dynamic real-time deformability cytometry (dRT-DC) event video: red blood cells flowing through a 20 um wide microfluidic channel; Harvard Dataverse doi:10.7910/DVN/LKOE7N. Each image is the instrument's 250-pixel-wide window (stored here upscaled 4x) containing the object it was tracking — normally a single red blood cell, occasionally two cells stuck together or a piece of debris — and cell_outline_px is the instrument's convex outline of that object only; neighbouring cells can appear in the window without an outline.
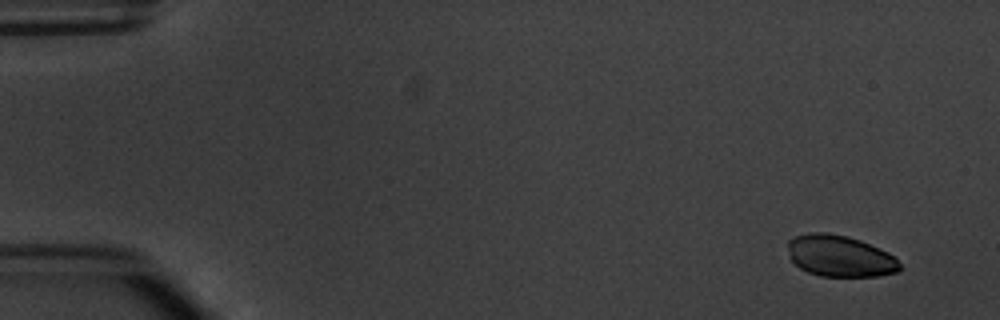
{"species": "common noctule bat (a hibernating species)", "species_latin": "Nyctalus noctula", "temperature_condition": "warm", "stored_images_in_passage": 7, "camera_frame_rate_fps": 3000, "um_per_image_px": 0.085, "animal": {"sex": "male", "body_mass_g": 20.1, "forearm_length_mm": 53.5}, "frame": {"image": 1, "passage_image": 1, "time_ms": 0.0, "image_size_px": [1000, 320], "cell_outline_px": [[904, 268], [900, 272], [880, 276], [820, 276], [808, 272], [800, 268], [792, 260], [788, 248], [788, 240], [796, 236], [808, 232], [824, 232], [848, 236], [860, 240], [880, 248], [888, 252]], "centroid_in_image_um": [71.42, 21.76], "position_along_channel_um": 13.6, "area_um2": 27.17}}
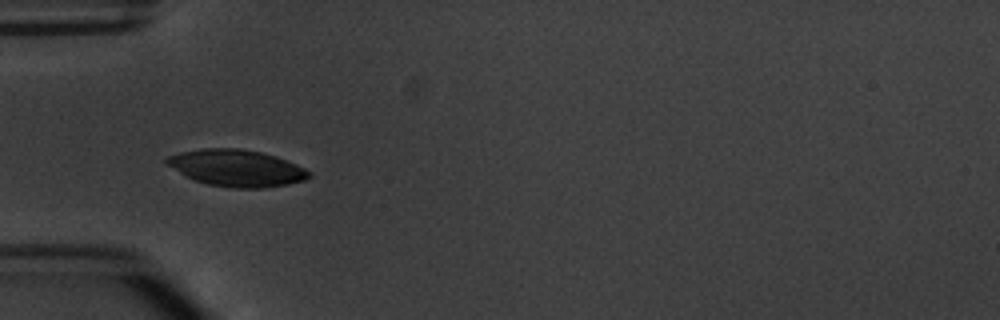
{"frame": {"image": 2, "passage_image": 5, "time_ms": 4.667, "image_size_px": [1000, 320], "cell_outline_px": [[312, 176], [304, 180], [288, 184], [264, 188], [232, 188], [208, 184], [192, 180], [184, 176], [168, 164], [164, 160], [168, 156], [180, 152], [204, 148], [240, 148], [260, 152], [276, 156], [296, 164], [312, 172]], "centroid_in_image_um": [20.12, 14.29], "position_along_channel_um": 64.9, "area_um2": 30.52}}
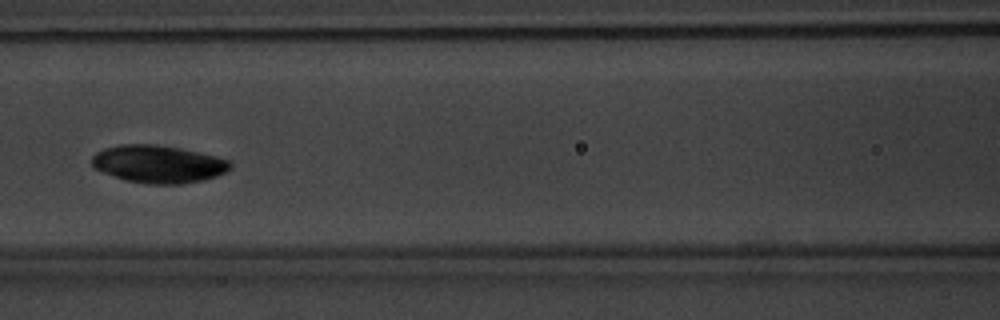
{"frame": {"image": 3, "passage_image": 7, "time_ms": 7.0, "image_size_px": [1000, 320], "cell_outline_px": [[232, 168], [216, 176], [204, 180], [180, 184], [148, 184], [124, 180], [92, 168], [92, 156], [96, 152], [104, 148], [120, 144], [156, 144], [180, 148], [216, 156], [232, 160]], "centroid_in_image_um": [13.45, 13.94], "position_along_channel_um": 153.1, "area_um2": 30.63}}